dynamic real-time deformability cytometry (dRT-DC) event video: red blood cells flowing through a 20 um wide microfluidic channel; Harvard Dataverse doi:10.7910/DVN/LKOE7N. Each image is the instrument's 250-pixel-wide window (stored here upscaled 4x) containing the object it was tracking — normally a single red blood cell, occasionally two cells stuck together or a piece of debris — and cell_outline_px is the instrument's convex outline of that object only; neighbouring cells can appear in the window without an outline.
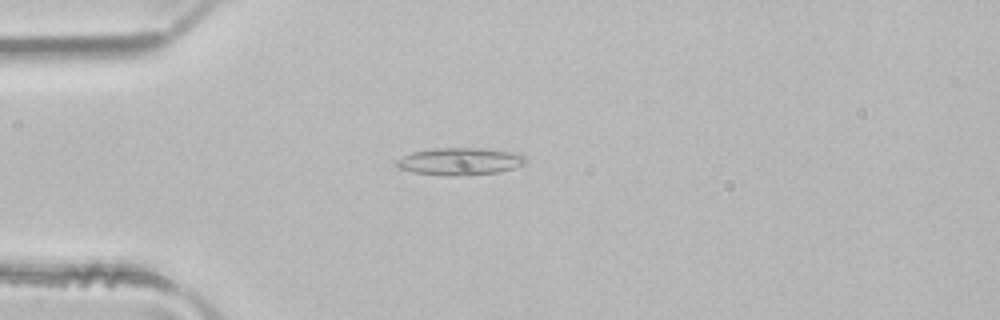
{"species": "common noctule bat (a hibernating species)", "species_latin": "Nyctalus noctula", "temperature_condition": "room temperature", "stored_images_in_passage": 2, "camera_frame_rate_fps": 3000, "um_per_image_px": 0.085, "animal": {"sex": "male", "body_mass_g": 21.5, "forearm_length_mm": 52.0}, "frame": {"image": 1, "passage_image": 2, "time_ms": 0.333, "image_size_px": [1000, 320], "cell_outline_px": [[528, 160], [524, 164], [500, 172], [468, 176], [448, 176], [412, 172], [400, 168], [396, 164], [396, 160], [412, 152], [436, 148], [484, 148], [520, 152]], "centroid_in_image_um": [39.16, 13.72], "position_along_channel_um": 45.8, "area_um2": 20.87}}